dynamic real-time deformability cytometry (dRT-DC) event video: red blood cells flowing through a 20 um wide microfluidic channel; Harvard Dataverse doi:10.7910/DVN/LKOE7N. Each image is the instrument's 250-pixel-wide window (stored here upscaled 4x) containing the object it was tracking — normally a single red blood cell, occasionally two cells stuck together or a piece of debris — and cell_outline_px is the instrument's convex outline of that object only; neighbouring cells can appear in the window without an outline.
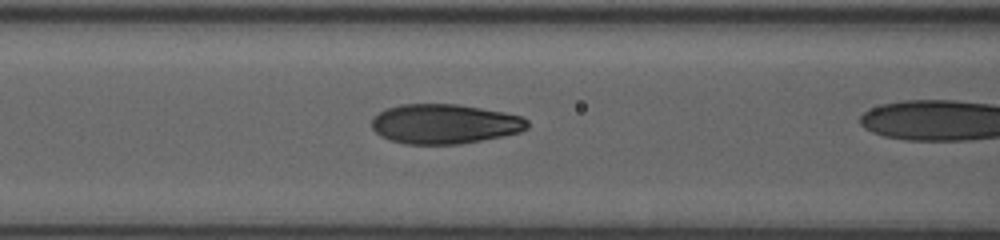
{"species": "human", "species_latin": "Homo sapiens", "temperature_condition": "room temperature", "stored_images_in_passage": 9, "camera_frame_rate_fps": 3000, "um_per_image_px": 0.085, "donor": {"sex": "female"}, "frame": {"image": 1, "passage_image": 8, "time_ms": 2.333, "image_size_px": [1000, 240], "cell_outline_px": [[528, 128], [520, 132], [460, 144], [404, 144], [388, 140], [380, 136], [372, 128], [372, 116], [388, 108], [400, 104], [456, 104], [504, 112], [524, 116], [528, 120]], "centroid_in_image_um": [37.77, 10.53], "position_along_channel_um": 128.8, "area_um2": 36.07}}